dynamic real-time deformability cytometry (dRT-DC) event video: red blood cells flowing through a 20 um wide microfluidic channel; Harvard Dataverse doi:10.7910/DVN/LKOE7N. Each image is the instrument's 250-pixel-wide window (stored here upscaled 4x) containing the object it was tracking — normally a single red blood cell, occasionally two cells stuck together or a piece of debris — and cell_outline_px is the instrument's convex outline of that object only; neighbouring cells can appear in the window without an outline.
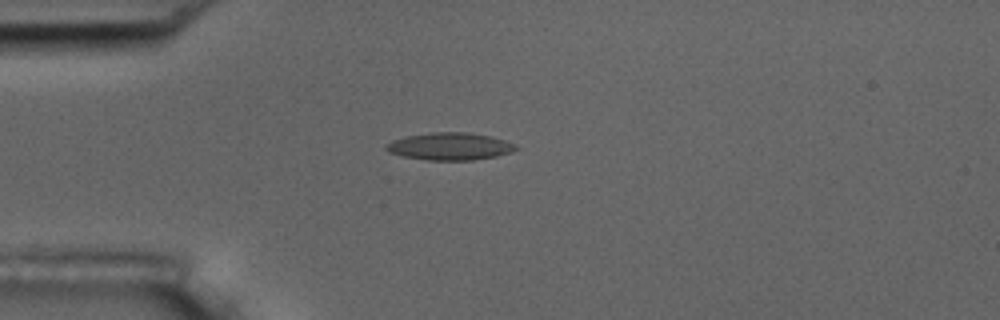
{"species": "common noctule bat (a hibernating species)", "species_latin": "Nyctalus noctula", "temperature_condition": "room temperature", "stored_images_in_passage": 5, "camera_frame_rate_fps": 3000, "um_per_image_px": 0.085, "animal": {"sex": "male", "body_mass_g": 17.5, "forearm_length_mm": 52.3}, "frame": {"image": 1, "passage_image": 5, "time_ms": 1.333, "image_size_px": [1000, 320], "cell_outline_px": [[520, 148], [512, 152], [496, 156], [472, 160], [428, 160], [404, 156], [388, 152], [384, 148], [392, 140], [408, 136], [432, 132], [464, 132], [488, 136], [504, 140], [516, 144]], "centroid_in_image_um": [38.26, 12.44], "position_along_channel_um": 46.7, "area_um2": 20.52}}